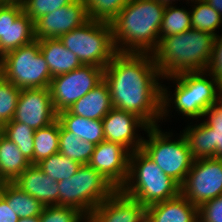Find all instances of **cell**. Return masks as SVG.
Segmentation results:
<instances>
[{
    "mask_svg": "<svg viewBox=\"0 0 222 222\" xmlns=\"http://www.w3.org/2000/svg\"><path fill=\"white\" fill-rule=\"evenodd\" d=\"M163 78L151 53L118 52L104 68L103 79L113 108L131 112L149 127L157 126L162 114Z\"/></svg>",
    "mask_w": 222,
    "mask_h": 222,
    "instance_id": "1",
    "label": "cell"
},
{
    "mask_svg": "<svg viewBox=\"0 0 222 222\" xmlns=\"http://www.w3.org/2000/svg\"><path fill=\"white\" fill-rule=\"evenodd\" d=\"M165 6L156 0H129L111 22L120 53H153L159 45Z\"/></svg>",
    "mask_w": 222,
    "mask_h": 222,
    "instance_id": "2",
    "label": "cell"
},
{
    "mask_svg": "<svg viewBox=\"0 0 222 222\" xmlns=\"http://www.w3.org/2000/svg\"><path fill=\"white\" fill-rule=\"evenodd\" d=\"M215 36L197 29L167 37H159L152 53L163 78L184 72L207 71Z\"/></svg>",
    "mask_w": 222,
    "mask_h": 222,
    "instance_id": "3",
    "label": "cell"
},
{
    "mask_svg": "<svg viewBox=\"0 0 222 222\" xmlns=\"http://www.w3.org/2000/svg\"><path fill=\"white\" fill-rule=\"evenodd\" d=\"M120 190L148 207L177 197L180 185L166 175L142 149H137L129 155L128 177Z\"/></svg>",
    "mask_w": 222,
    "mask_h": 222,
    "instance_id": "4",
    "label": "cell"
},
{
    "mask_svg": "<svg viewBox=\"0 0 222 222\" xmlns=\"http://www.w3.org/2000/svg\"><path fill=\"white\" fill-rule=\"evenodd\" d=\"M204 75L209 77L206 78ZM162 79L177 83L172 98H169L168 88L162 85V121L168 116L171 103L174 104L176 111L192 120L203 118L204 112L216 104L220 83L206 71L184 72Z\"/></svg>",
    "mask_w": 222,
    "mask_h": 222,
    "instance_id": "5",
    "label": "cell"
},
{
    "mask_svg": "<svg viewBox=\"0 0 222 222\" xmlns=\"http://www.w3.org/2000/svg\"><path fill=\"white\" fill-rule=\"evenodd\" d=\"M83 65L105 68L118 53L111 23L89 19L83 25L59 37Z\"/></svg>",
    "mask_w": 222,
    "mask_h": 222,
    "instance_id": "6",
    "label": "cell"
},
{
    "mask_svg": "<svg viewBox=\"0 0 222 222\" xmlns=\"http://www.w3.org/2000/svg\"><path fill=\"white\" fill-rule=\"evenodd\" d=\"M59 205L73 207L87 216L117 189L89 164L70 178L58 182Z\"/></svg>",
    "mask_w": 222,
    "mask_h": 222,
    "instance_id": "7",
    "label": "cell"
},
{
    "mask_svg": "<svg viewBox=\"0 0 222 222\" xmlns=\"http://www.w3.org/2000/svg\"><path fill=\"white\" fill-rule=\"evenodd\" d=\"M146 133L149 138H143L141 149L166 175L181 185L194 161L184 134L173 141V133L162 132L159 125L148 127Z\"/></svg>",
    "mask_w": 222,
    "mask_h": 222,
    "instance_id": "8",
    "label": "cell"
},
{
    "mask_svg": "<svg viewBox=\"0 0 222 222\" xmlns=\"http://www.w3.org/2000/svg\"><path fill=\"white\" fill-rule=\"evenodd\" d=\"M0 75L19 89L46 88L52 79L38 40L4 54Z\"/></svg>",
    "mask_w": 222,
    "mask_h": 222,
    "instance_id": "9",
    "label": "cell"
},
{
    "mask_svg": "<svg viewBox=\"0 0 222 222\" xmlns=\"http://www.w3.org/2000/svg\"><path fill=\"white\" fill-rule=\"evenodd\" d=\"M103 75L102 67L82 65L69 73L52 77L49 89L56 113L71 107L98 85L103 80Z\"/></svg>",
    "mask_w": 222,
    "mask_h": 222,
    "instance_id": "10",
    "label": "cell"
},
{
    "mask_svg": "<svg viewBox=\"0 0 222 222\" xmlns=\"http://www.w3.org/2000/svg\"><path fill=\"white\" fill-rule=\"evenodd\" d=\"M180 194L198 208L222 195V159H195L180 185Z\"/></svg>",
    "mask_w": 222,
    "mask_h": 222,
    "instance_id": "11",
    "label": "cell"
},
{
    "mask_svg": "<svg viewBox=\"0 0 222 222\" xmlns=\"http://www.w3.org/2000/svg\"><path fill=\"white\" fill-rule=\"evenodd\" d=\"M206 121L188 125L183 134L189 144L192 158L222 159V109L216 104L204 112Z\"/></svg>",
    "mask_w": 222,
    "mask_h": 222,
    "instance_id": "12",
    "label": "cell"
},
{
    "mask_svg": "<svg viewBox=\"0 0 222 222\" xmlns=\"http://www.w3.org/2000/svg\"><path fill=\"white\" fill-rule=\"evenodd\" d=\"M34 22L23 11L20 0L0 3V53L7 52L33 42Z\"/></svg>",
    "mask_w": 222,
    "mask_h": 222,
    "instance_id": "13",
    "label": "cell"
},
{
    "mask_svg": "<svg viewBox=\"0 0 222 222\" xmlns=\"http://www.w3.org/2000/svg\"><path fill=\"white\" fill-rule=\"evenodd\" d=\"M13 120L34 130L47 127L56 121L57 113L49 87L21 89Z\"/></svg>",
    "mask_w": 222,
    "mask_h": 222,
    "instance_id": "14",
    "label": "cell"
},
{
    "mask_svg": "<svg viewBox=\"0 0 222 222\" xmlns=\"http://www.w3.org/2000/svg\"><path fill=\"white\" fill-rule=\"evenodd\" d=\"M88 20L85 3L83 0H76L36 20L34 36L36 40L59 38Z\"/></svg>",
    "mask_w": 222,
    "mask_h": 222,
    "instance_id": "15",
    "label": "cell"
},
{
    "mask_svg": "<svg viewBox=\"0 0 222 222\" xmlns=\"http://www.w3.org/2000/svg\"><path fill=\"white\" fill-rule=\"evenodd\" d=\"M129 155L121 144L102 141L95 145L88 164L116 189H121L128 177Z\"/></svg>",
    "mask_w": 222,
    "mask_h": 222,
    "instance_id": "16",
    "label": "cell"
},
{
    "mask_svg": "<svg viewBox=\"0 0 222 222\" xmlns=\"http://www.w3.org/2000/svg\"><path fill=\"white\" fill-rule=\"evenodd\" d=\"M102 124L105 141L119 143L130 153L142 148L144 137L136 134L137 128L146 131L149 127L136 114L117 108L108 112Z\"/></svg>",
    "mask_w": 222,
    "mask_h": 222,
    "instance_id": "17",
    "label": "cell"
},
{
    "mask_svg": "<svg viewBox=\"0 0 222 222\" xmlns=\"http://www.w3.org/2000/svg\"><path fill=\"white\" fill-rule=\"evenodd\" d=\"M147 207L117 189L87 216L84 222H146Z\"/></svg>",
    "mask_w": 222,
    "mask_h": 222,
    "instance_id": "18",
    "label": "cell"
},
{
    "mask_svg": "<svg viewBox=\"0 0 222 222\" xmlns=\"http://www.w3.org/2000/svg\"><path fill=\"white\" fill-rule=\"evenodd\" d=\"M13 183L43 206L59 205L58 182L43 173L37 165L31 164Z\"/></svg>",
    "mask_w": 222,
    "mask_h": 222,
    "instance_id": "19",
    "label": "cell"
},
{
    "mask_svg": "<svg viewBox=\"0 0 222 222\" xmlns=\"http://www.w3.org/2000/svg\"><path fill=\"white\" fill-rule=\"evenodd\" d=\"M146 222H199L198 207L179 194L148 206Z\"/></svg>",
    "mask_w": 222,
    "mask_h": 222,
    "instance_id": "20",
    "label": "cell"
},
{
    "mask_svg": "<svg viewBox=\"0 0 222 222\" xmlns=\"http://www.w3.org/2000/svg\"><path fill=\"white\" fill-rule=\"evenodd\" d=\"M112 108L109 87L103 79L67 110L77 116L91 120H102Z\"/></svg>",
    "mask_w": 222,
    "mask_h": 222,
    "instance_id": "21",
    "label": "cell"
},
{
    "mask_svg": "<svg viewBox=\"0 0 222 222\" xmlns=\"http://www.w3.org/2000/svg\"><path fill=\"white\" fill-rule=\"evenodd\" d=\"M40 52L45 58L52 77L69 73L83 64L67 49L59 38L38 40Z\"/></svg>",
    "mask_w": 222,
    "mask_h": 222,
    "instance_id": "22",
    "label": "cell"
},
{
    "mask_svg": "<svg viewBox=\"0 0 222 222\" xmlns=\"http://www.w3.org/2000/svg\"><path fill=\"white\" fill-rule=\"evenodd\" d=\"M57 120L67 130L74 133L80 139L94 145L105 141L102 120H91L71 114L68 110L57 114Z\"/></svg>",
    "mask_w": 222,
    "mask_h": 222,
    "instance_id": "23",
    "label": "cell"
},
{
    "mask_svg": "<svg viewBox=\"0 0 222 222\" xmlns=\"http://www.w3.org/2000/svg\"><path fill=\"white\" fill-rule=\"evenodd\" d=\"M30 165L18 146L0 131V170L8 182H14Z\"/></svg>",
    "mask_w": 222,
    "mask_h": 222,
    "instance_id": "24",
    "label": "cell"
},
{
    "mask_svg": "<svg viewBox=\"0 0 222 222\" xmlns=\"http://www.w3.org/2000/svg\"><path fill=\"white\" fill-rule=\"evenodd\" d=\"M0 195L19 218L39 217L44 206L34 197L9 182Z\"/></svg>",
    "mask_w": 222,
    "mask_h": 222,
    "instance_id": "25",
    "label": "cell"
},
{
    "mask_svg": "<svg viewBox=\"0 0 222 222\" xmlns=\"http://www.w3.org/2000/svg\"><path fill=\"white\" fill-rule=\"evenodd\" d=\"M94 148L95 145L93 143L80 139L60 124L59 152L63 156L77 161L81 165L88 164Z\"/></svg>",
    "mask_w": 222,
    "mask_h": 222,
    "instance_id": "26",
    "label": "cell"
},
{
    "mask_svg": "<svg viewBox=\"0 0 222 222\" xmlns=\"http://www.w3.org/2000/svg\"><path fill=\"white\" fill-rule=\"evenodd\" d=\"M60 122L54 121L47 127L34 132V165L59 152Z\"/></svg>",
    "mask_w": 222,
    "mask_h": 222,
    "instance_id": "27",
    "label": "cell"
},
{
    "mask_svg": "<svg viewBox=\"0 0 222 222\" xmlns=\"http://www.w3.org/2000/svg\"><path fill=\"white\" fill-rule=\"evenodd\" d=\"M0 129L7 138L18 146L25 158L34 165L35 130L28 125L14 121L13 119L5 123Z\"/></svg>",
    "mask_w": 222,
    "mask_h": 222,
    "instance_id": "28",
    "label": "cell"
},
{
    "mask_svg": "<svg viewBox=\"0 0 222 222\" xmlns=\"http://www.w3.org/2000/svg\"><path fill=\"white\" fill-rule=\"evenodd\" d=\"M190 12L192 28L199 31L208 32L215 37L216 29L222 24V16L204 0L193 1ZM197 4V5H196Z\"/></svg>",
    "mask_w": 222,
    "mask_h": 222,
    "instance_id": "29",
    "label": "cell"
},
{
    "mask_svg": "<svg viewBox=\"0 0 222 222\" xmlns=\"http://www.w3.org/2000/svg\"><path fill=\"white\" fill-rule=\"evenodd\" d=\"M37 166L53 180L60 182L72 177L81 164L58 152L42 160Z\"/></svg>",
    "mask_w": 222,
    "mask_h": 222,
    "instance_id": "30",
    "label": "cell"
},
{
    "mask_svg": "<svg viewBox=\"0 0 222 222\" xmlns=\"http://www.w3.org/2000/svg\"><path fill=\"white\" fill-rule=\"evenodd\" d=\"M191 11L176 6H165V11L159 30L160 37L183 33L192 28Z\"/></svg>",
    "mask_w": 222,
    "mask_h": 222,
    "instance_id": "31",
    "label": "cell"
},
{
    "mask_svg": "<svg viewBox=\"0 0 222 222\" xmlns=\"http://www.w3.org/2000/svg\"><path fill=\"white\" fill-rule=\"evenodd\" d=\"M129 0H83L89 19L111 23Z\"/></svg>",
    "mask_w": 222,
    "mask_h": 222,
    "instance_id": "32",
    "label": "cell"
},
{
    "mask_svg": "<svg viewBox=\"0 0 222 222\" xmlns=\"http://www.w3.org/2000/svg\"><path fill=\"white\" fill-rule=\"evenodd\" d=\"M21 89L0 75V128L14 118Z\"/></svg>",
    "mask_w": 222,
    "mask_h": 222,
    "instance_id": "33",
    "label": "cell"
},
{
    "mask_svg": "<svg viewBox=\"0 0 222 222\" xmlns=\"http://www.w3.org/2000/svg\"><path fill=\"white\" fill-rule=\"evenodd\" d=\"M40 222H81L86 216L78 209L60 205L44 206Z\"/></svg>",
    "mask_w": 222,
    "mask_h": 222,
    "instance_id": "34",
    "label": "cell"
},
{
    "mask_svg": "<svg viewBox=\"0 0 222 222\" xmlns=\"http://www.w3.org/2000/svg\"><path fill=\"white\" fill-rule=\"evenodd\" d=\"M23 11L33 22L63 6L72 4L76 0H20Z\"/></svg>",
    "mask_w": 222,
    "mask_h": 222,
    "instance_id": "35",
    "label": "cell"
},
{
    "mask_svg": "<svg viewBox=\"0 0 222 222\" xmlns=\"http://www.w3.org/2000/svg\"><path fill=\"white\" fill-rule=\"evenodd\" d=\"M199 222H222V195L198 208Z\"/></svg>",
    "mask_w": 222,
    "mask_h": 222,
    "instance_id": "36",
    "label": "cell"
},
{
    "mask_svg": "<svg viewBox=\"0 0 222 222\" xmlns=\"http://www.w3.org/2000/svg\"><path fill=\"white\" fill-rule=\"evenodd\" d=\"M206 72L222 84V34L214 38L211 60Z\"/></svg>",
    "mask_w": 222,
    "mask_h": 222,
    "instance_id": "37",
    "label": "cell"
},
{
    "mask_svg": "<svg viewBox=\"0 0 222 222\" xmlns=\"http://www.w3.org/2000/svg\"><path fill=\"white\" fill-rule=\"evenodd\" d=\"M19 216L15 214L12 207L8 206L7 201L0 195V222H18Z\"/></svg>",
    "mask_w": 222,
    "mask_h": 222,
    "instance_id": "38",
    "label": "cell"
},
{
    "mask_svg": "<svg viewBox=\"0 0 222 222\" xmlns=\"http://www.w3.org/2000/svg\"><path fill=\"white\" fill-rule=\"evenodd\" d=\"M222 16V0H204Z\"/></svg>",
    "mask_w": 222,
    "mask_h": 222,
    "instance_id": "39",
    "label": "cell"
},
{
    "mask_svg": "<svg viewBox=\"0 0 222 222\" xmlns=\"http://www.w3.org/2000/svg\"><path fill=\"white\" fill-rule=\"evenodd\" d=\"M216 105L220 109H222V84L219 85V88H218V91H217Z\"/></svg>",
    "mask_w": 222,
    "mask_h": 222,
    "instance_id": "40",
    "label": "cell"
},
{
    "mask_svg": "<svg viewBox=\"0 0 222 222\" xmlns=\"http://www.w3.org/2000/svg\"><path fill=\"white\" fill-rule=\"evenodd\" d=\"M8 183V180L3 176L0 170V193L4 190Z\"/></svg>",
    "mask_w": 222,
    "mask_h": 222,
    "instance_id": "41",
    "label": "cell"
},
{
    "mask_svg": "<svg viewBox=\"0 0 222 222\" xmlns=\"http://www.w3.org/2000/svg\"><path fill=\"white\" fill-rule=\"evenodd\" d=\"M18 222H40L39 217L19 218Z\"/></svg>",
    "mask_w": 222,
    "mask_h": 222,
    "instance_id": "42",
    "label": "cell"
},
{
    "mask_svg": "<svg viewBox=\"0 0 222 222\" xmlns=\"http://www.w3.org/2000/svg\"><path fill=\"white\" fill-rule=\"evenodd\" d=\"M156 1L164 6H172V2H175V0H156Z\"/></svg>",
    "mask_w": 222,
    "mask_h": 222,
    "instance_id": "43",
    "label": "cell"
},
{
    "mask_svg": "<svg viewBox=\"0 0 222 222\" xmlns=\"http://www.w3.org/2000/svg\"><path fill=\"white\" fill-rule=\"evenodd\" d=\"M1 61H2V55H1V53H0V65H1Z\"/></svg>",
    "mask_w": 222,
    "mask_h": 222,
    "instance_id": "44",
    "label": "cell"
},
{
    "mask_svg": "<svg viewBox=\"0 0 222 222\" xmlns=\"http://www.w3.org/2000/svg\"><path fill=\"white\" fill-rule=\"evenodd\" d=\"M2 1H18V0H2Z\"/></svg>",
    "mask_w": 222,
    "mask_h": 222,
    "instance_id": "45",
    "label": "cell"
}]
</instances>
